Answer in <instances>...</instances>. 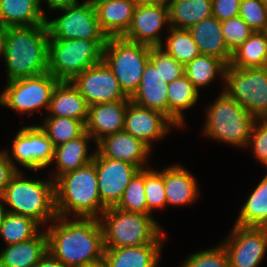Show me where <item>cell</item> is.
<instances>
[{
    "label": "cell",
    "mask_w": 267,
    "mask_h": 267,
    "mask_svg": "<svg viewBox=\"0 0 267 267\" xmlns=\"http://www.w3.org/2000/svg\"><path fill=\"white\" fill-rule=\"evenodd\" d=\"M90 139L92 137L85 132L77 139L55 147L53 161L55 160L57 163V172H53V181L67 172L81 168L94 159L96 151L91 155L88 154V141Z\"/></svg>",
    "instance_id": "28"
},
{
    "label": "cell",
    "mask_w": 267,
    "mask_h": 267,
    "mask_svg": "<svg viewBox=\"0 0 267 267\" xmlns=\"http://www.w3.org/2000/svg\"><path fill=\"white\" fill-rule=\"evenodd\" d=\"M227 65L219 58L210 55L200 54L191 62L184 66V74L198 88L210 84L216 74H220L224 78L225 68Z\"/></svg>",
    "instance_id": "33"
},
{
    "label": "cell",
    "mask_w": 267,
    "mask_h": 267,
    "mask_svg": "<svg viewBox=\"0 0 267 267\" xmlns=\"http://www.w3.org/2000/svg\"><path fill=\"white\" fill-rule=\"evenodd\" d=\"M99 221L105 248L162 244L163 230L151 215L106 208Z\"/></svg>",
    "instance_id": "4"
},
{
    "label": "cell",
    "mask_w": 267,
    "mask_h": 267,
    "mask_svg": "<svg viewBox=\"0 0 267 267\" xmlns=\"http://www.w3.org/2000/svg\"><path fill=\"white\" fill-rule=\"evenodd\" d=\"M169 27L189 29L212 15V0H182L169 7Z\"/></svg>",
    "instance_id": "31"
},
{
    "label": "cell",
    "mask_w": 267,
    "mask_h": 267,
    "mask_svg": "<svg viewBox=\"0 0 267 267\" xmlns=\"http://www.w3.org/2000/svg\"><path fill=\"white\" fill-rule=\"evenodd\" d=\"M48 117H71L86 124L89 105L71 81H59L55 86Z\"/></svg>",
    "instance_id": "23"
},
{
    "label": "cell",
    "mask_w": 267,
    "mask_h": 267,
    "mask_svg": "<svg viewBox=\"0 0 267 267\" xmlns=\"http://www.w3.org/2000/svg\"><path fill=\"white\" fill-rule=\"evenodd\" d=\"M12 210L7 212L32 218L39 224L52 222L57 217L55 184L49 181L30 180L17 171L0 196Z\"/></svg>",
    "instance_id": "5"
},
{
    "label": "cell",
    "mask_w": 267,
    "mask_h": 267,
    "mask_svg": "<svg viewBox=\"0 0 267 267\" xmlns=\"http://www.w3.org/2000/svg\"><path fill=\"white\" fill-rule=\"evenodd\" d=\"M88 105L131 100L121 90L118 79L102 60L71 80Z\"/></svg>",
    "instance_id": "12"
},
{
    "label": "cell",
    "mask_w": 267,
    "mask_h": 267,
    "mask_svg": "<svg viewBox=\"0 0 267 267\" xmlns=\"http://www.w3.org/2000/svg\"><path fill=\"white\" fill-rule=\"evenodd\" d=\"M144 191L147 202V215L155 208H163L167 205L164 187V169L155 171L144 169Z\"/></svg>",
    "instance_id": "38"
},
{
    "label": "cell",
    "mask_w": 267,
    "mask_h": 267,
    "mask_svg": "<svg viewBox=\"0 0 267 267\" xmlns=\"http://www.w3.org/2000/svg\"><path fill=\"white\" fill-rule=\"evenodd\" d=\"M149 61L159 70L163 79L170 83L184 75V65L164 51V46L151 47Z\"/></svg>",
    "instance_id": "39"
},
{
    "label": "cell",
    "mask_w": 267,
    "mask_h": 267,
    "mask_svg": "<svg viewBox=\"0 0 267 267\" xmlns=\"http://www.w3.org/2000/svg\"><path fill=\"white\" fill-rule=\"evenodd\" d=\"M54 184L57 216L68 217L74 212L77 217L99 219L106 209L101 203L93 161L63 174Z\"/></svg>",
    "instance_id": "3"
},
{
    "label": "cell",
    "mask_w": 267,
    "mask_h": 267,
    "mask_svg": "<svg viewBox=\"0 0 267 267\" xmlns=\"http://www.w3.org/2000/svg\"><path fill=\"white\" fill-rule=\"evenodd\" d=\"M96 146L102 157L129 162L140 170L146 169L144 166L152 149L124 130L102 138Z\"/></svg>",
    "instance_id": "18"
},
{
    "label": "cell",
    "mask_w": 267,
    "mask_h": 267,
    "mask_svg": "<svg viewBox=\"0 0 267 267\" xmlns=\"http://www.w3.org/2000/svg\"><path fill=\"white\" fill-rule=\"evenodd\" d=\"M11 149L14 159L30 170L46 168L54 159L55 147L45 131L36 125L21 128Z\"/></svg>",
    "instance_id": "15"
},
{
    "label": "cell",
    "mask_w": 267,
    "mask_h": 267,
    "mask_svg": "<svg viewBox=\"0 0 267 267\" xmlns=\"http://www.w3.org/2000/svg\"><path fill=\"white\" fill-rule=\"evenodd\" d=\"M256 118L224 90L208 107L204 133L237 147H246Z\"/></svg>",
    "instance_id": "6"
},
{
    "label": "cell",
    "mask_w": 267,
    "mask_h": 267,
    "mask_svg": "<svg viewBox=\"0 0 267 267\" xmlns=\"http://www.w3.org/2000/svg\"><path fill=\"white\" fill-rule=\"evenodd\" d=\"M42 0H38L39 5H41ZM48 3L49 9H61L66 8L71 5H75L78 3L77 0H45Z\"/></svg>",
    "instance_id": "47"
},
{
    "label": "cell",
    "mask_w": 267,
    "mask_h": 267,
    "mask_svg": "<svg viewBox=\"0 0 267 267\" xmlns=\"http://www.w3.org/2000/svg\"><path fill=\"white\" fill-rule=\"evenodd\" d=\"M222 33L228 49L233 52L254 32L238 15L221 22Z\"/></svg>",
    "instance_id": "40"
},
{
    "label": "cell",
    "mask_w": 267,
    "mask_h": 267,
    "mask_svg": "<svg viewBox=\"0 0 267 267\" xmlns=\"http://www.w3.org/2000/svg\"><path fill=\"white\" fill-rule=\"evenodd\" d=\"M178 1H182V0H167V6L169 7L171 4H174Z\"/></svg>",
    "instance_id": "52"
},
{
    "label": "cell",
    "mask_w": 267,
    "mask_h": 267,
    "mask_svg": "<svg viewBox=\"0 0 267 267\" xmlns=\"http://www.w3.org/2000/svg\"><path fill=\"white\" fill-rule=\"evenodd\" d=\"M162 244L105 248L106 267H157Z\"/></svg>",
    "instance_id": "24"
},
{
    "label": "cell",
    "mask_w": 267,
    "mask_h": 267,
    "mask_svg": "<svg viewBox=\"0 0 267 267\" xmlns=\"http://www.w3.org/2000/svg\"><path fill=\"white\" fill-rule=\"evenodd\" d=\"M40 127L54 147L77 139L86 132L85 123L71 117H47Z\"/></svg>",
    "instance_id": "35"
},
{
    "label": "cell",
    "mask_w": 267,
    "mask_h": 267,
    "mask_svg": "<svg viewBox=\"0 0 267 267\" xmlns=\"http://www.w3.org/2000/svg\"><path fill=\"white\" fill-rule=\"evenodd\" d=\"M52 222L46 230L48 251L65 266L82 267L102 261L105 247L99 219L57 216Z\"/></svg>",
    "instance_id": "1"
},
{
    "label": "cell",
    "mask_w": 267,
    "mask_h": 267,
    "mask_svg": "<svg viewBox=\"0 0 267 267\" xmlns=\"http://www.w3.org/2000/svg\"><path fill=\"white\" fill-rule=\"evenodd\" d=\"M168 31L170 34L164 50L167 54L184 66L200 55L198 46L188 29L169 27Z\"/></svg>",
    "instance_id": "36"
},
{
    "label": "cell",
    "mask_w": 267,
    "mask_h": 267,
    "mask_svg": "<svg viewBox=\"0 0 267 267\" xmlns=\"http://www.w3.org/2000/svg\"><path fill=\"white\" fill-rule=\"evenodd\" d=\"M239 16L252 30H267V4L260 0H241Z\"/></svg>",
    "instance_id": "41"
},
{
    "label": "cell",
    "mask_w": 267,
    "mask_h": 267,
    "mask_svg": "<svg viewBox=\"0 0 267 267\" xmlns=\"http://www.w3.org/2000/svg\"><path fill=\"white\" fill-rule=\"evenodd\" d=\"M151 46L109 37L103 48V61L108 65L124 94L131 98L137 91L150 58Z\"/></svg>",
    "instance_id": "8"
},
{
    "label": "cell",
    "mask_w": 267,
    "mask_h": 267,
    "mask_svg": "<svg viewBox=\"0 0 267 267\" xmlns=\"http://www.w3.org/2000/svg\"><path fill=\"white\" fill-rule=\"evenodd\" d=\"M116 208L127 212L147 215V202L144 191V169L139 170L131 179Z\"/></svg>",
    "instance_id": "37"
},
{
    "label": "cell",
    "mask_w": 267,
    "mask_h": 267,
    "mask_svg": "<svg viewBox=\"0 0 267 267\" xmlns=\"http://www.w3.org/2000/svg\"><path fill=\"white\" fill-rule=\"evenodd\" d=\"M82 267H106L103 261L97 262L95 264H91V265H85Z\"/></svg>",
    "instance_id": "51"
},
{
    "label": "cell",
    "mask_w": 267,
    "mask_h": 267,
    "mask_svg": "<svg viewBox=\"0 0 267 267\" xmlns=\"http://www.w3.org/2000/svg\"><path fill=\"white\" fill-rule=\"evenodd\" d=\"M124 121L123 130L140 139L150 148L151 141L163 138L171 126H176L163 113L141 107L132 101L128 103Z\"/></svg>",
    "instance_id": "17"
},
{
    "label": "cell",
    "mask_w": 267,
    "mask_h": 267,
    "mask_svg": "<svg viewBox=\"0 0 267 267\" xmlns=\"http://www.w3.org/2000/svg\"><path fill=\"white\" fill-rule=\"evenodd\" d=\"M224 92L255 118L267 117V67L234 68L227 65Z\"/></svg>",
    "instance_id": "9"
},
{
    "label": "cell",
    "mask_w": 267,
    "mask_h": 267,
    "mask_svg": "<svg viewBox=\"0 0 267 267\" xmlns=\"http://www.w3.org/2000/svg\"><path fill=\"white\" fill-rule=\"evenodd\" d=\"M34 267H67L55 258L49 251L40 259Z\"/></svg>",
    "instance_id": "46"
},
{
    "label": "cell",
    "mask_w": 267,
    "mask_h": 267,
    "mask_svg": "<svg viewBox=\"0 0 267 267\" xmlns=\"http://www.w3.org/2000/svg\"><path fill=\"white\" fill-rule=\"evenodd\" d=\"M182 267H229L228 254L221 244L219 247L191 254Z\"/></svg>",
    "instance_id": "42"
},
{
    "label": "cell",
    "mask_w": 267,
    "mask_h": 267,
    "mask_svg": "<svg viewBox=\"0 0 267 267\" xmlns=\"http://www.w3.org/2000/svg\"><path fill=\"white\" fill-rule=\"evenodd\" d=\"M168 83L159 70L148 61L137 91L130 98L133 103L144 108L157 110L168 117Z\"/></svg>",
    "instance_id": "21"
},
{
    "label": "cell",
    "mask_w": 267,
    "mask_h": 267,
    "mask_svg": "<svg viewBox=\"0 0 267 267\" xmlns=\"http://www.w3.org/2000/svg\"><path fill=\"white\" fill-rule=\"evenodd\" d=\"M229 267H257L267 249V227L235 225L224 243Z\"/></svg>",
    "instance_id": "14"
},
{
    "label": "cell",
    "mask_w": 267,
    "mask_h": 267,
    "mask_svg": "<svg viewBox=\"0 0 267 267\" xmlns=\"http://www.w3.org/2000/svg\"><path fill=\"white\" fill-rule=\"evenodd\" d=\"M130 101L119 100L89 106L86 132L95 143L108 135L123 131L125 113Z\"/></svg>",
    "instance_id": "19"
},
{
    "label": "cell",
    "mask_w": 267,
    "mask_h": 267,
    "mask_svg": "<svg viewBox=\"0 0 267 267\" xmlns=\"http://www.w3.org/2000/svg\"><path fill=\"white\" fill-rule=\"evenodd\" d=\"M40 224L30 217L5 211L0 228V236L7 245L20 243L39 233Z\"/></svg>",
    "instance_id": "34"
},
{
    "label": "cell",
    "mask_w": 267,
    "mask_h": 267,
    "mask_svg": "<svg viewBox=\"0 0 267 267\" xmlns=\"http://www.w3.org/2000/svg\"><path fill=\"white\" fill-rule=\"evenodd\" d=\"M100 29L109 37H122L129 28L135 0H92Z\"/></svg>",
    "instance_id": "20"
},
{
    "label": "cell",
    "mask_w": 267,
    "mask_h": 267,
    "mask_svg": "<svg viewBox=\"0 0 267 267\" xmlns=\"http://www.w3.org/2000/svg\"><path fill=\"white\" fill-rule=\"evenodd\" d=\"M106 41L49 39L48 72L59 81H71L103 59Z\"/></svg>",
    "instance_id": "7"
},
{
    "label": "cell",
    "mask_w": 267,
    "mask_h": 267,
    "mask_svg": "<svg viewBox=\"0 0 267 267\" xmlns=\"http://www.w3.org/2000/svg\"><path fill=\"white\" fill-rule=\"evenodd\" d=\"M38 0H0V25L20 27L46 24Z\"/></svg>",
    "instance_id": "27"
},
{
    "label": "cell",
    "mask_w": 267,
    "mask_h": 267,
    "mask_svg": "<svg viewBox=\"0 0 267 267\" xmlns=\"http://www.w3.org/2000/svg\"><path fill=\"white\" fill-rule=\"evenodd\" d=\"M234 225L267 227V174L244 203Z\"/></svg>",
    "instance_id": "32"
},
{
    "label": "cell",
    "mask_w": 267,
    "mask_h": 267,
    "mask_svg": "<svg viewBox=\"0 0 267 267\" xmlns=\"http://www.w3.org/2000/svg\"><path fill=\"white\" fill-rule=\"evenodd\" d=\"M198 46L200 54L214 56L226 65L230 64L232 52L228 49L222 29L221 21L211 15L188 29Z\"/></svg>",
    "instance_id": "22"
},
{
    "label": "cell",
    "mask_w": 267,
    "mask_h": 267,
    "mask_svg": "<svg viewBox=\"0 0 267 267\" xmlns=\"http://www.w3.org/2000/svg\"><path fill=\"white\" fill-rule=\"evenodd\" d=\"M164 187L167 206L186 205L195 200L198 186L194 176L186 168L172 165L164 169Z\"/></svg>",
    "instance_id": "26"
},
{
    "label": "cell",
    "mask_w": 267,
    "mask_h": 267,
    "mask_svg": "<svg viewBox=\"0 0 267 267\" xmlns=\"http://www.w3.org/2000/svg\"><path fill=\"white\" fill-rule=\"evenodd\" d=\"M241 0H212V15L225 21L239 15Z\"/></svg>",
    "instance_id": "44"
},
{
    "label": "cell",
    "mask_w": 267,
    "mask_h": 267,
    "mask_svg": "<svg viewBox=\"0 0 267 267\" xmlns=\"http://www.w3.org/2000/svg\"><path fill=\"white\" fill-rule=\"evenodd\" d=\"M229 65L242 69L267 67V32L254 31L232 52Z\"/></svg>",
    "instance_id": "30"
},
{
    "label": "cell",
    "mask_w": 267,
    "mask_h": 267,
    "mask_svg": "<svg viewBox=\"0 0 267 267\" xmlns=\"http://www.w3.org/2000/svg\"><path fill=\"white\" fill-rule=\"evenodd\" d=\"M48 251L46 231L32 239L6 245L0 252V267H34Z\"/></svg>",
    "instance_id": "25"
},
{
    "label": "cell",
    "mask_w": 267,
    "mask_h": 267,
    "mask_svg": "<svg viewBox=\"0 0 267 267\" xmlns=\"http://www.w3.org/2000/svg\"><path fill=\"white\" fill-rule=\"evenodd\" d=\"M136 4L141 5H162L167 6V0H135Z\"/></svg>",
    "instance_id": "48"
},
{
    "label": "cell",
    "mask_w": 267,
    "mask_h": 267,
    "mask_svg": "<svg viewBox=\"0 0 267 267\" xmlns=\"http://www.w3.org/2000/svg\"><path fill=\"white\" fill-rule=\"evenodd\" d=\"M5 36H6V27L0 25V55L3 56L5 52Z\"/></svg>",
    "instance_id": "49"
},
{
    "label": "cell",
    "mask_w": 267,
    "mask_h": 267,
    "mask_svg": "<svg viewBox=\"0 0 267 267\" xmlns=\"http://www.w3.org/2000/svg\"><path fill=\"white\" fill-rule=\"evenodd\" d=\"M58 10L64 11L61 17L51 21L46 19L49 39L107 41V36L100 29L92 0Z\"/></svg>",
    "instance_id": "11"
},
{
    "label": "cell",
    "mask_w": 267,
    "mask_h": 267,
    "mask_svg": "<svg viewBox=\"0 0 267 267\" xmlns=\"http://www.w3.org/2000/svg\"><path fill=\"white\" fill-rule=\"evenodd\" d=\"M261 2L267 4V0H260Z\"/></svg>",
    "instance_id": "53"
},
{
    "label": "cell",
    "mask_w": 267,
    "mask_h": 267,
    "mask_svg": "<svg viewBox=\"0 0 267 267\" xmlns=\"http://www.w3.org/2000/svg\"><path fill=\"white\" fill-rule=\"evenodd\" d=\"M249 145H252L256 158L267 166V117L256 118L247 146Z\"/></svg>",
    "instance_id": "43"
},
{
    "label": "cell",
    "mask_w": 267,
    "mask_h": 267,
    "mask_svg": "<svg viewBox=\"0 0 267 267\" xmlns=\"http://www.w3.org/2000/svg\"><path fill=\"white\" fill-rule=\"evenodd\" d=\"M8 153L7 150L0 152V196L9 184L12 176L19 171Z\"/></svg>",
    "instance_id": "45"
},
{
    "label": "cell",
    "mask_w": 267,
    "mask_h": 267,
    "mask_svg": "<svg viewBox=\"0 0 267 267\" xmlns=\"http://www.w3.org/2000/svg\"><path fill=\"white\" fill-rule=\"evenodd\" d=\"M169 22L168 6L136 4L132 21L122 38L157 47L163 45L159 31Z\"/></svg>",
    "instance_id": "16"
},
{
    "label": "cell",
    "mask_w": 267,
    "mask_h": 267,
    "mask_svg": "<svg viewBox=\"0 0 267 267\" xmlns=\"http://www.w3.org/2000/svg\"><path fill=\"white\" fill-rule=\"evenodd\" d=\"M5 206L3 205V203L0 200V228H1V222L5 213Z\"/></svg>",
    "instance_id": "50"
},
{
    "label": "cell",
    "mask_w": 267,
    "mask_h": 267,
    "mask_svg": "<svg viewBox=\"0 0 267 267\" xmlns=\"http://www.w3.org/2000/svg\"><path fill=\"white\" fill-rule=\"evenodd\" d=\"M58 82L49 72L9 81L0 96V105L31 116L33 110L49 108L53 90Z\"/></svg>",
    "instance_id": "10"
},
{
    "label": "cell",
    "mask_w": 267,
    "mask_h": 267,
    "mask_svg": "<svg viewBox=\"0 0 267 267\" xmlns=\"http://www.w3.org/2000/svg\"><path fill=\"white\" fill-rule=\"evenodd\" d=\"M48 42L46 24L6 27L7 82L48 72Z\"/></svg>",
    "instance_id": "2"
},
{
    "label": "cell",
    "mask_w": 267,
    "mask_h": 267,
    "mask_svg": "<svg viewBox=\"0 0 267 267\" xmlns=\"http://www.w3.org/2000/svg\"><path fill=\"white\" fill-rule=\"evenodd\" d=\"M92 161L102 205L105 208L116 207L127 185L140 169L126 161L102 157L97 151Z\"/></svg>",
    "instance_id": "13"
},
{
    "label": "cell",
    "mask_w": 267,
    "mask_h": 267,
    "mask_svg": "<svg viewBox=\"0 0 267 267\" xmlns=\"http://www.w3.org/2000/svg\"><path fill=\"white\" fill-rule=\"evenodd\" d=\"M168 118L177 126L185 125L183 110L195 105L199 97V91L193 83L182 75L176 80L168 83Z\"/></svg>",
    "instance_id": "29"
}]
</instances>
